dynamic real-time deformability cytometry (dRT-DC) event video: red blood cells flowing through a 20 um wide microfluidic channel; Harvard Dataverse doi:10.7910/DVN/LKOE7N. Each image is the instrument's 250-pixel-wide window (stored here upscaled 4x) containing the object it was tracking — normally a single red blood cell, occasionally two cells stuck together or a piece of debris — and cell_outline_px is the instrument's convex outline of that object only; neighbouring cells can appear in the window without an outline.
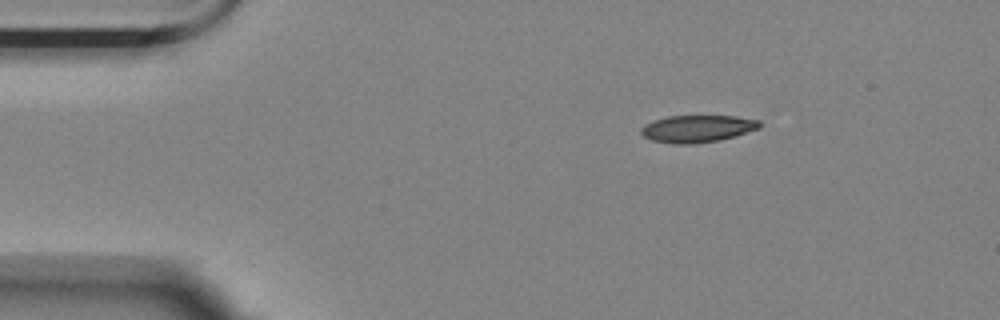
{"species": "Egyptian fruit bat (a non-hibernating species)", "species_latin": "Rousettus aegyptiacus", "temperature_condition": "room temperature", "stored_images_in_passage": 6, "camera_frame_rate_fps": 3000, "um_per_image_px": 0.085, "animal": {"sex": "female"}, "frame": {"image": 1, "passage_image": 6, "time_ms": 1.667, "image_size_px": [1000, 320], "cell_outline_px": [[760, 128], [736, 136], [720, 140], [696, 144], [672, 144], [652, 140], [644, 136], [640, 132], [640, 128], [656, 120], [668, 116], [736, 116], [760, 120]], "centroid_in_image_um": [59.31, 10.95], "position_along_channel_um": 25.7, "area_um2": 18.79}}